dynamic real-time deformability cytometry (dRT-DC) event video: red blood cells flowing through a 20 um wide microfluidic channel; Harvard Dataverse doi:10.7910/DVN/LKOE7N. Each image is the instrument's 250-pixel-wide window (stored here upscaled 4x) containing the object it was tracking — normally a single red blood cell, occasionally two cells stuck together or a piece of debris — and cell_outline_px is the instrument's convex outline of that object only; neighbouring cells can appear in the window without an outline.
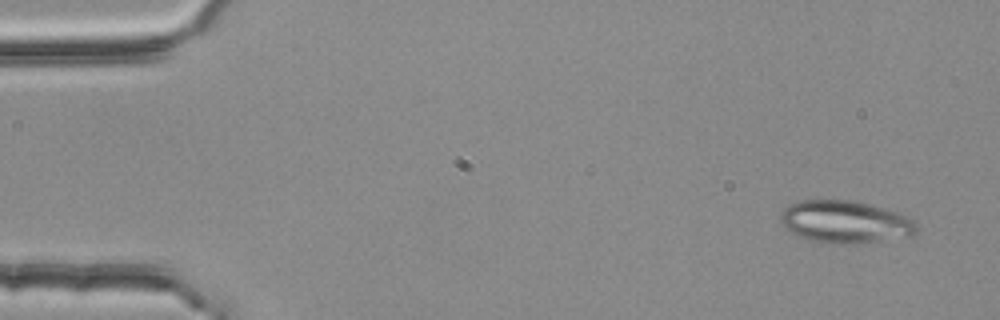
{"species": "common noctule bat (a hibernating species)", "species_latin": "Nyctalus noctula", "temperature_condition": "room temperature", "stored_images_in_passage": 4, "camera_frame_rate_fps": 3000, "um_per_image_px": 0.085, "animal": {"sex": "female", "body_mass_g": 25.1}, "frame": {"image": 1, "passage_image": 1, "time_ms": 0.0, "image_size_px": [1000, 320], "cell_outline_px": [[920, 228], [912, 236], [840, 244], [812, 240], [800, 236], [792, 232], [780, 220], [780, 216], [784, 208], [800, 200], [852, 200], [868, 204], [896, 212], [908, 216]], "centroid_in_image_um": [71.86, 18.84], "position_along_channel_um": 13.1, "area_um2": 32.89}}